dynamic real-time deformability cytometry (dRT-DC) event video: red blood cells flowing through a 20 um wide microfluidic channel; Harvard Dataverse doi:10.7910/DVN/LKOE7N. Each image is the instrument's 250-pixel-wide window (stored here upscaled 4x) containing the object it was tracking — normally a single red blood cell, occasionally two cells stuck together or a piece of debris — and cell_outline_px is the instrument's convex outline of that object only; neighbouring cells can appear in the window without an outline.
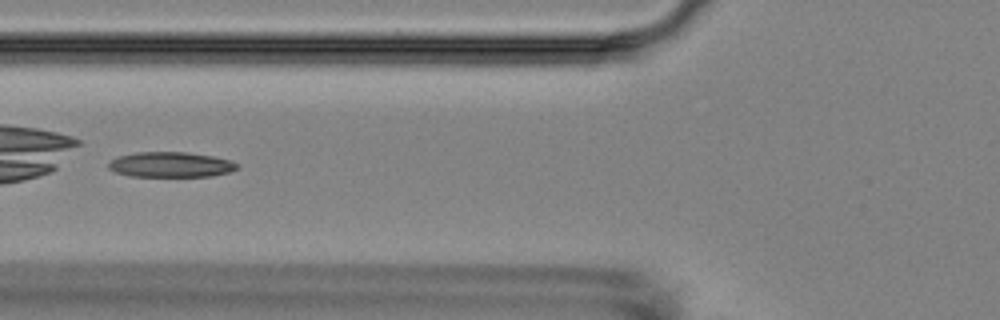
{"species": "Egyptian fruit bat (a non-hibernating species)", "species_latin": "Rousettus aegyptiacus", "temperature_condition": "room temperature", "stored_images_in_passage": 8, "camera_frame_rate_fps": 3000, "um_per_image_px": 0.085, "animal": {"sex": "female"}, "frame": {"image": 1, "passage_image": 6, "time_ms": 6.667, "image_size_px": [1000, 320], "cell_outline_px": [[240, 168], [228, 172], [212, 176], [128, 176], [116, 172], [108, 168], [108, 164], [112, 160], [120, 156], [136, 152], [188, 152], [212, 156], [228, 160], [236, 164]], "centroid_in_image_um": [14.5, 13.99], "position_along_channel_um": 111.3, "area_um2": 18.73}}
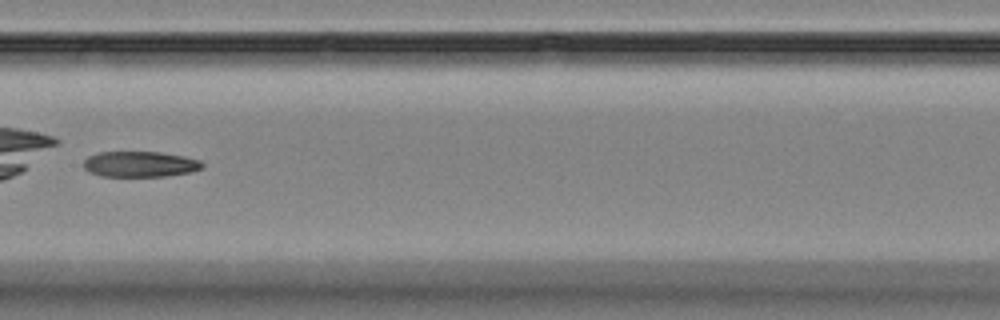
{"frame": {"image": 2, "passage_image": 8, "time_ms": 9.0, "image_size_px": [1000, 320], "cell_outline_px": [[204, 168], [188, 172], [164, 176], [100, 176], [88, 172], [84, 168], [84, 160], [88, 156], [100, 152], [160, 152], [184, 156], [200, 160], [204, 164]], "centroid_in_image_um": [11.89, 13.95], "position_along_channel_um": 195.5, "area_um2": 17.74}}